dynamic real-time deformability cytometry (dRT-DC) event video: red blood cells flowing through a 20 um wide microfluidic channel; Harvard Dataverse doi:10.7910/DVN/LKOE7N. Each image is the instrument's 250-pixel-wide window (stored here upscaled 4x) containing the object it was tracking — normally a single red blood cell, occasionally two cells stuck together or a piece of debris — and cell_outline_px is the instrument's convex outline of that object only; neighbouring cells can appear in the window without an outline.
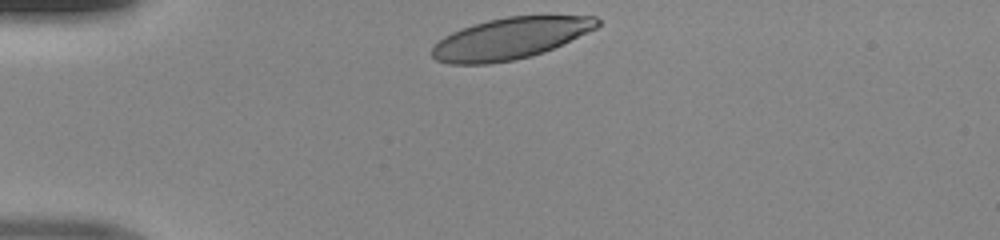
{"species": "human", "species_latin": "Homo sapiens", "temperature_condition": "room temperature", "stored_images_in_passage": 29, "camera_frame_rate_fps": 3000, "um_per_image_px": 0.085, "donor": {"sex": "male"}, "frame": {"image": 1, "passage_image": 1, "time_ms": 0.0, "image_size_px": [1000, 240], "cell_outline_px": [[600, 24], [596, 28], [544, 52], [516, 60], [488, 64], [448, 64], [436, 60], [432, 56], [432, 48], [444, 36], [452, 32], [472, 24], [488, 20], [508, 16], [596, 16], [600, 20]], "centroid_in_image_um": [43.34, 3.27], "position_along_channel_um": 41.7, "area_um2": 39.71}}
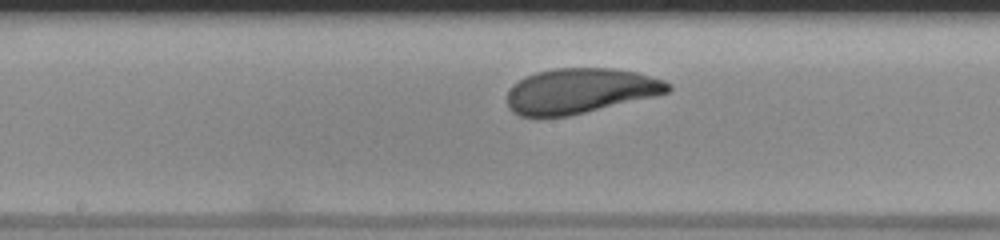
{"frame": {"image": 2, "passage_image": 15, "time_ms": 4.667, "image_size_px": [1000, 240], "cell_outline_px": [[672, 88], [668, 92], [656, 96], [568, 116], [520, 116], [512, 112], [508, 108], [508, 92], [512, 84], [536, 72], [556, 68], [616, 68], [636, 72], [664, 80], [672, 84]], "centroid_in_image_um": [49.33, 7.72], "position_along_channel_um": 198.9, "area_um2": 42.25}}
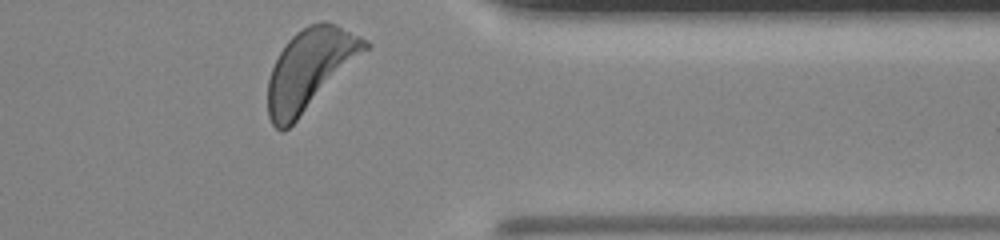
{"frame": {"image": 3, "passage_image": 29, "time_ms": 9.333, "image_size_px": [1000, 240], "cell_outline_px": [[372, 44], [284, 132], [280, 132], [272, 124], [268, 116], [268, 80], [272, 68], [280, 52], [288, 40], [296, 32], [308, 24], [324, 20], [336, 24], [368, 40]], "centroid_in_image_um": [26.32, 5.86], "position_along_channel_um": 385.1, "area_um2": 44.8}}